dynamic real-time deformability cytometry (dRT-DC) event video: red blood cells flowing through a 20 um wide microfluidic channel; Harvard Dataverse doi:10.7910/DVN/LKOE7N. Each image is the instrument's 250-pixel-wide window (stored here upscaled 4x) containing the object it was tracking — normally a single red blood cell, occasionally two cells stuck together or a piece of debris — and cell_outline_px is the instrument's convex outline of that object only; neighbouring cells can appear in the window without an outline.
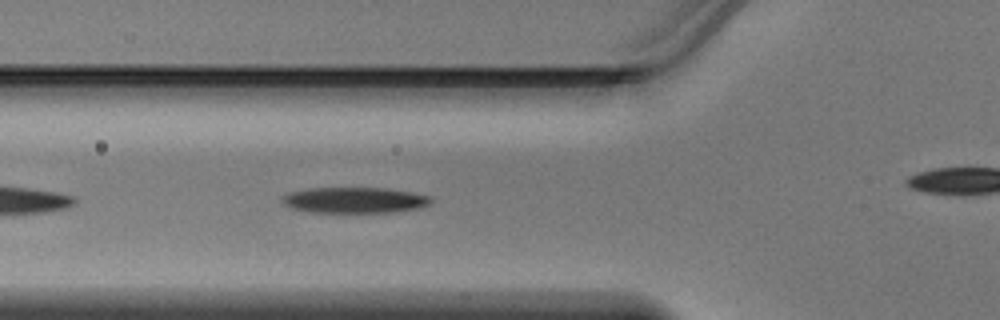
{"species": "Egyptian fruit bat (a non-hibernating species)", "species_latin": "Rousettus aegyptiacus", "temperature_condition": "warm", "stored_images_in_passage": 30, "camera_frame_rate_fps": 3000, "um_per_image_px": 0.085, "animal": {"sex": "male"}, "frame": {"image": 1, "passage_image": 5, "time_ms": 1.333, "image_size_px": [1000, 320], "cell_outline_px": [[432, 204], [420, 208], [392, 212], [312, 212], [292, 208], [284, 204], [280, 200], [280, 196], [288, 192], [308, 188], [388, 188], [412, 192], [432, 196]], "centroid_in_image_um": [30.15, 17.0], "position_along_channel_um": 95.6, "area_um2": 22.66}}
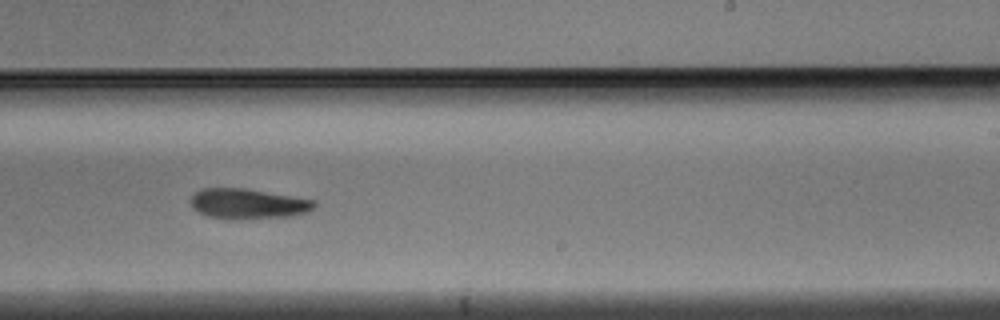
{"frame": {"image": 2, "passage_image": 17, "time_ms": 5.333, "image_size_px": [1000, 320], "cell_outline_px": [[316, 204], [312, 208], [304, 212], [292, 216], [208, 216], [192, 208], [192, 196], [200, 188], [244, 188], [316, 200]], "centroid_in_image_um": [21.08, 17.25], "position_along_channel_um": 267.9, "area_um2": 20.46}}
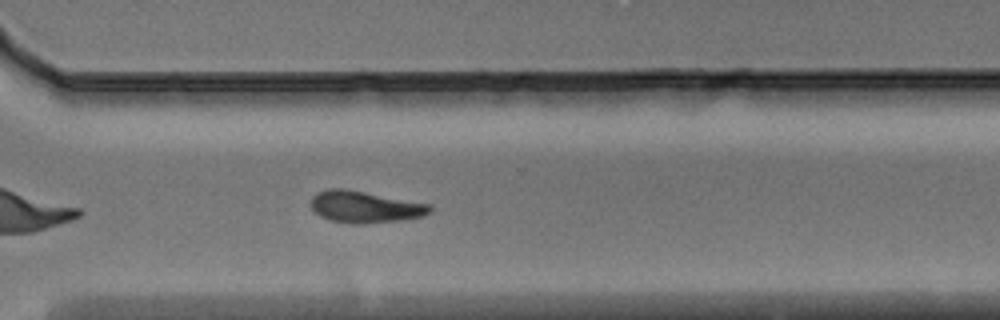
{"frame": {"image": 3, "passage_image": 22, "time_ms": 7.0, "image_size_px": [1000, 320], "cell_outline_px": [[432, 208], [428, 212], [420, 216], [400, 220], [360, 224], [356, 224], [328, 220], [312, 212], [312, 196], [316, 192], [328, 188], [344, 188], [428, 204]], "centroid_in_image_um": [30.92, 17.58], "position_along_channel_um": 339.7, "area_um2": 21.73}}